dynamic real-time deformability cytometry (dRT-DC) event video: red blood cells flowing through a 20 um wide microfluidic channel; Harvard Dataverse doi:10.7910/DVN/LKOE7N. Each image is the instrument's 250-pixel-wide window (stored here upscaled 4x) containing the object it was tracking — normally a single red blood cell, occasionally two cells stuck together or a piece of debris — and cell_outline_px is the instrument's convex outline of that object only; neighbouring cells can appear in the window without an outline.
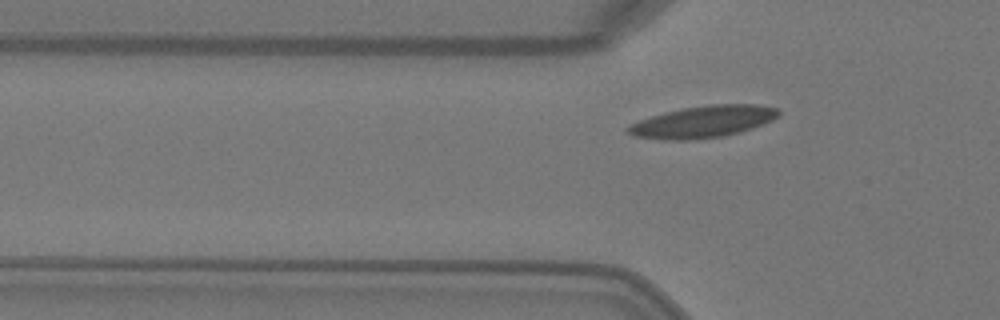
{"species": "Egyptian fruit bat (a non-hibernating species)", "species_latin": "Rousettus aegyptiacus", "temperature_condition": "warm", "stored_images_in_passage": 5, "segment_of_instrument_passage": [2, 2], "camera_frame_rate_fps": 3000, "um_per_image_px": 0.085, "animal": {"sex": "female"}, "frame": {"image": 1, "passage_image": 5, "time_ms": 1.333, "image_size_px": [1000, 320], "cell_outline_px": [[780, 116], [772, 120], [752, 128], [740, 132], [724, 136], [688, 140], [664, 140], [632, 136], [624, 128], [640, 120], [664, 112], [684, 108], [712, 104], [756, 104], [780, 108]], "centroid_in_image_um": [59.78, 10.35], "position_along_channel_um": 66.0, "area_um2": 27.98}}